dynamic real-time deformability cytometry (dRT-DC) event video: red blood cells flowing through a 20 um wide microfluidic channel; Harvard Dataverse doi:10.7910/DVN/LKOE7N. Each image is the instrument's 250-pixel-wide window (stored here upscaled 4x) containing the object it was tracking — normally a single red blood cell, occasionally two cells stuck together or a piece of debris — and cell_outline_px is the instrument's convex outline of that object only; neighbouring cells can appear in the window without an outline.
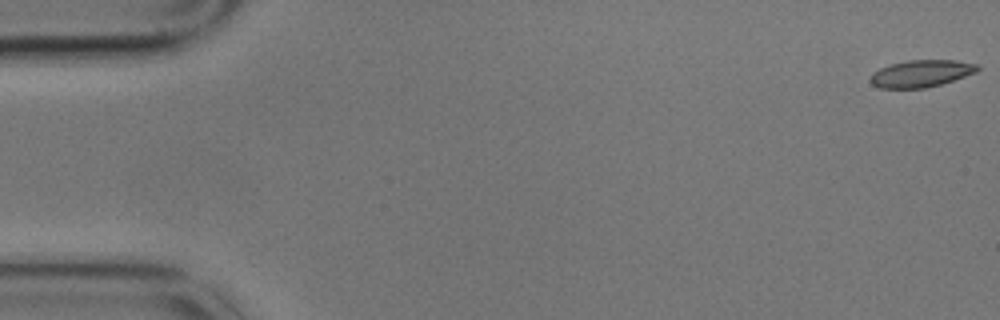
{"species": "common noctule bat (a hibernating species)", "species_latin": "Nyctalus noctula", "temperature_condition": "cold", "stored_images_in_passage": 5, "camera_frame_rate_fps": 3000, "um_per_image_px": 0.085, "animal": {"sex": "male", "body_mass_g": 17.9}, "frame": {"image": 1, "passage_image": 1, "time_ms": 0.0, "image_size_px": [1000, 320], "cell_outline_px": [[980, 68], [976, 72], [940, 84], [924, 88], [880, 88], [872, 84], [868, 80], [872, 72], [880, 68], [892, 64], [908, 60], [956, 60], [976, 64]], "centroid_in_image_um": [78.25, 6.25], "position_along_channel_um": 6.7, "area_um2": 16.76}}
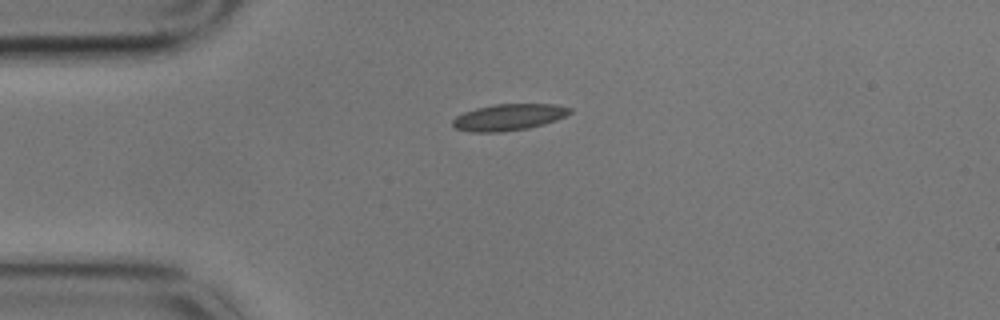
{"frame": {"image": 2, "passage_image": 4, "time_ms": 1.0, "image_size_px": [1000, 320], "cell_outline_px": [[572, 112], [556, 120], [544, 124], [528, 128], [500, 132], [472, 132], [456, 128], [452, 124], [452, 120], [456, 116], [464, 112], [476, 108], [496, 104], [552, 104], [572, 108]], "centroid_in_image_um": [43.24, 9.96], "position_along_channel_um": 41.8, "area_um2": 17.98}}